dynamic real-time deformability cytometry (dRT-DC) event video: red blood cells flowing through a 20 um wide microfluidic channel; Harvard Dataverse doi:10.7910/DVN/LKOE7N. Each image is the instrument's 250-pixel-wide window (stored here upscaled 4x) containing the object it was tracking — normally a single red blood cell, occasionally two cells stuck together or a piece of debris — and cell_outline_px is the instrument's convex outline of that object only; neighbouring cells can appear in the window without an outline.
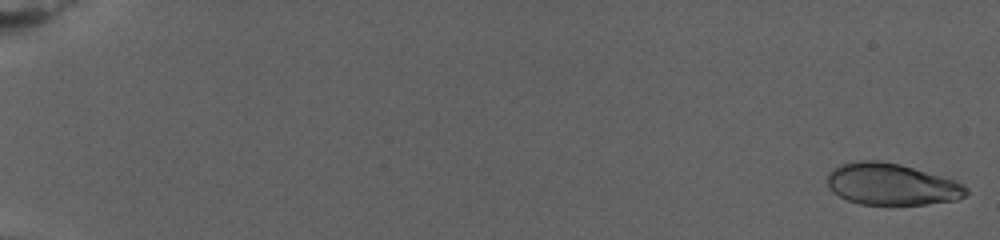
{"species": "human", "species_latin": "Homo sapiens", "temperature_condition": "warm", "stored_images_in_passage": 133, "camera_frame_rate_fps": 3000, "um_per_image_px": 0.085, "donor": {"sex": "female"}, "frame": {"image": 1, "passage_image": 3, "time_ms": 0.333, "image_size_px": [1000, 240], "cell_outline_px": [[968, 192], [964, 196], [956, 200], [924, 204], [860, 204], [848, 200], [832, 192], [828, 188], [828, 172], [840, 164], [856, 160], [876, 160], [900, 164], [956, 180], [968, 188]], "centroid_in_image_um": [75.77, 15.65], "position_along_channel_um": 9.2, "area_um2": 33.7}}
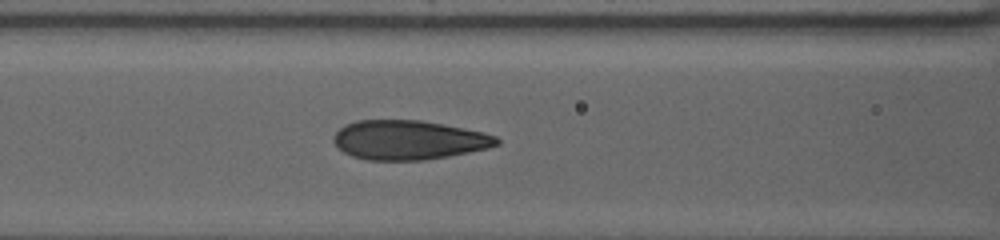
{"frame": {"image": 2, "passage_image": 76, "time_ms": 12.333, "image_size_px": [1000, 240], "cell_outline_px": [[500, 144], [488, 148], [448, 156], [424, 160], [368, 160], [352, 156], [344, 152], [332, 140], [332, 136], [344, 124], [356, 120], [420, 120], [444, 124], [484, 132], [496, 136], [500, 140]], "centroid_in_image_um": [34.73, 11.89], "position_along_channel_um": 131.9, "area_um2": 37.45}}
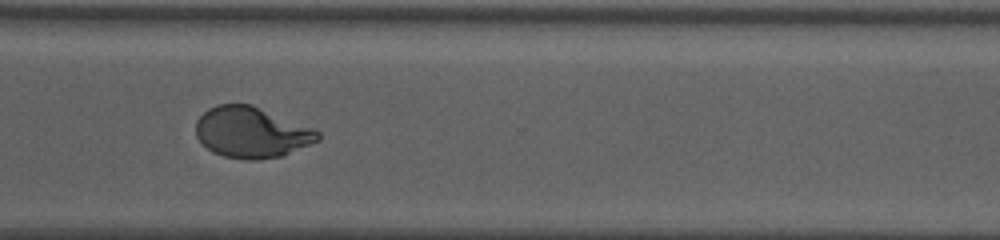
{"frame": {"image": 3, "passage_image": 132, "time_ms": 20.333, "image_size_px": [1000, 240], "cell_outline_px": [[320, 140], [280, 156], [256, 160], [248, 160], [224, 156], [212, 152], [196, 136], [196, 120], [208, 108], [216, 104], [252, 104], [316, 128], [320, 132]], "centroid_in_image_um": [21.4, 11.23], "position_along_channel_um": 349.2, "area_um2": 36.36}}